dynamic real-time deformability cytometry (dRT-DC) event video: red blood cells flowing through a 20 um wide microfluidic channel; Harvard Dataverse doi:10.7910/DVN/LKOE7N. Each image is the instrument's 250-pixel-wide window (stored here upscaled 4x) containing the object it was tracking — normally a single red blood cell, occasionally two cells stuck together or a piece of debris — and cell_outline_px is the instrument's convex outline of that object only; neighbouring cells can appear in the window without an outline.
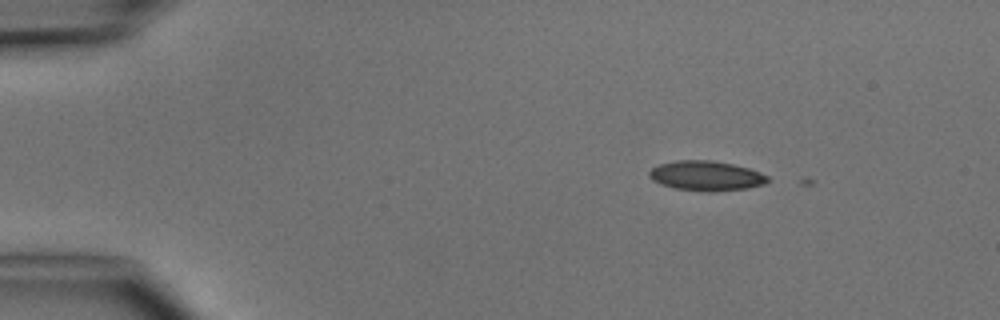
{"species": "common noctule bat (a hibernating species)", "species_latin": "Nyctalus noctula", "temperature_condition": "cold", "stored_images_in_passage": 4, "camera_frame_rate_fps": 3000, "um_per_image_px": 0.085, "animal": {"sex": "male", "body_mass_g": 15.6}, "frame": {"image": 1, "passage_image": 2, "time_ms": 1.0, "image_size_px": [1000, 320], "cell_outline_px": [[772, 180], [764, 184], [748, 188], [712, 192], [708, 192], [676, 188], [660, 184], [652, 180], [648, 176], [648, 172], [652, 168], [660, 164], [676, 160], [712, 160], [732, 164], [748, 168], [760, 172], [768, 176]], "centroid_in_image_um": [60.04, 14.94], "position_along_channel_um": 25.0, "area_um2": 20.69}}